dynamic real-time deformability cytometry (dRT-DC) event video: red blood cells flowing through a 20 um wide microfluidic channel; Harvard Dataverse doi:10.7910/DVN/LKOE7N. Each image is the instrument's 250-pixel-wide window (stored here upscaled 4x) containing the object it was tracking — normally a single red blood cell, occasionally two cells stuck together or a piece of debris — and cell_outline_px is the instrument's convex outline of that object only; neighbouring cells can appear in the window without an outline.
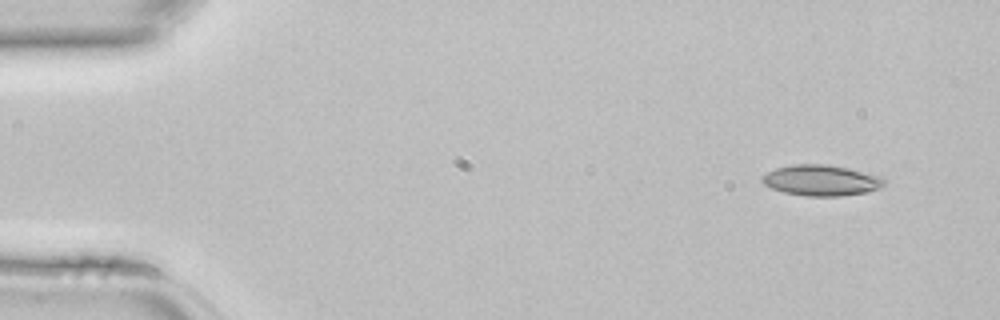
{"species": "common noctule bat (a hibernating species)", "species_latin": "Nyctalus noctula", "temperature_condition": "room temperature", "stored_images_in_passage": 42, "camera_frame_rate_fps": 3000, "um_per_image_px": 0.085, "animal": {"sex": "female", "body_mass_g": 22.7, "forearm_length_mm": 54.2}, "frame": {"image": 1, "passage_image": 1, "time_ms": 0.0, "image_size_px": [1000, 320], "cell_outline_px": [[884, 184], [868, 192], [840, 196], [804, 196], [784, 192], [772, 188], [764, 184], [760, 180], [768, 172], [776, 168], [792, 164], [824, 164], [848, 168], [880, 176], [884, 180]], "centroid_in_image_um": [69.78, 15.33], "position_along_channel_um": 15.2, "area_um2": 21.68}}
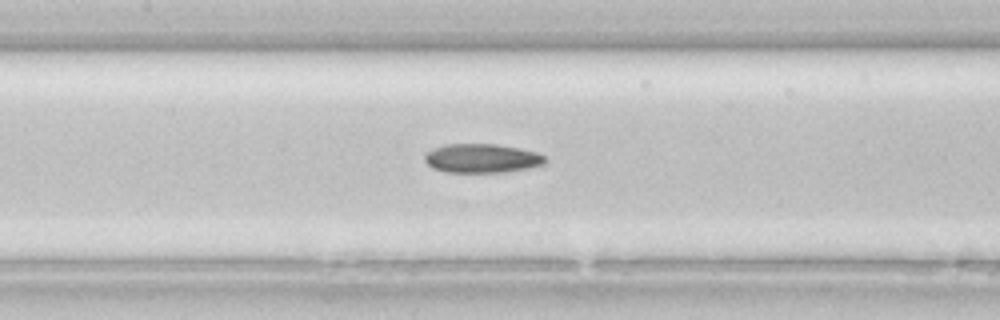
{"frame": {"image": 2, "passage_image": 18, "time_ms": 5.667, "image_size_px": [1000, 320], "cell_outline_px": [[548, 160], [544, 164], [528, 168], [504, 172], [444, 172], [432, 168], [424, 160], [424, 156], [432, 148], [444, 144], [496, 144], [536, 152], [544, 156]], "centroid_in_image_um": [40.93, 13.46], "position_along_channel_um": 166.5, "area_um2": 20.35}}
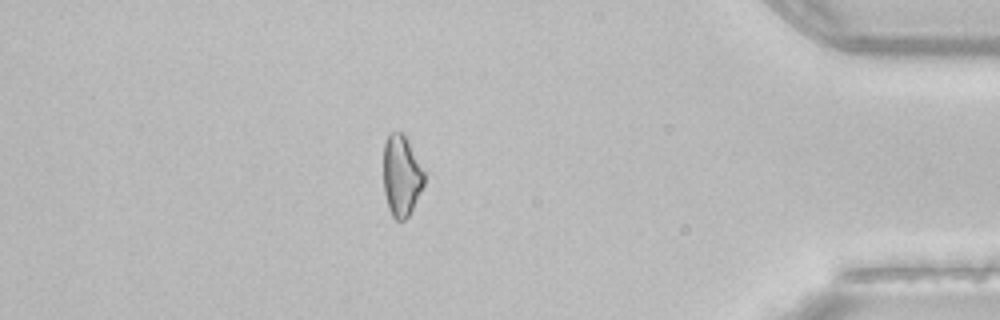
{"frame": {"image": 3, "passage_image": 36, "time_ms": 11.667, "image_size_px": [1000, 320], "cell_outline_px": [[424, 184], [408, 216], [404, 220], [396, 220], [392, 216], [388, 208], [384, 192], [384, 144], [388, 132], [404, 132], [424, 172]], "centroid_in_image_um": [34.1, 14.91], "position_along_channel_um": 401.1, "area_um2": 19.13}}